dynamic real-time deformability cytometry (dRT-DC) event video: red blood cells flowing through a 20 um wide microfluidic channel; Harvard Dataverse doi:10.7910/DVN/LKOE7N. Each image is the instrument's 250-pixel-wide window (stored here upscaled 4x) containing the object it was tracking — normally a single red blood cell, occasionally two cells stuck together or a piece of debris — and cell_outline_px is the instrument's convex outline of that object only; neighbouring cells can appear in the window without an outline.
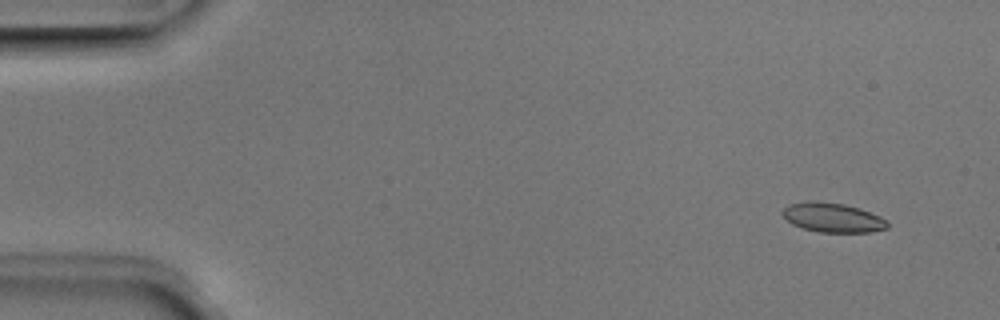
{"species": "Egyptian fruit bat (a non-hibernating species)", "species_latin": "Rousettus aegyptiacus", "temperature_condition": "room temperature", "stored_images_in_passage": 4, "camera_frame_rate_fps": 3000, "um_per_image_px": 0.085, "animal": {"sex": "male"}, "frame": {"image": 1, "passage_image": 1, "time_ms": 0.0, "image_size_px": [1000, 320], "cell_outline_px": [[888, 228], [868, 232], [820, 232], [804, 228], [792, 224], [780, 212], [788, 204], [808, 200], [816, 200], [844, 204], [860, 208], [880, 216], [888, 220]], "centroid_in_image_um": [70.77, 18.47], "position_along_channel_um": 14.2, "area_um2": 18.09}}
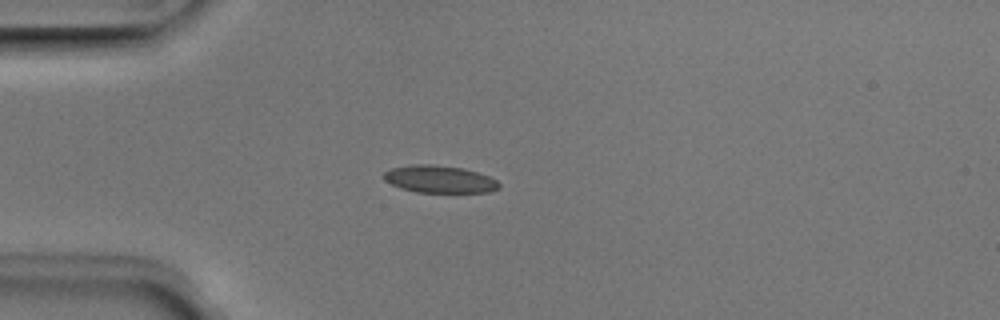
{"frame": {"image": 2, "passage_image": 4, "time_ms": 1.0, "image_size_px": [1000, 320], "cell_outline_px": [[500, 188], [488, 192], [416, 192], [400, 188], [384, 180], [384, 172], [392, 168], [412, 164], [432, 164], [464, 168], [488, 176], [496, 180], [500, 184]], "centroid_in_image_um": [37.35, 15.23], "position_along_channel_um": 47.6, "area_um2": 18.32}}